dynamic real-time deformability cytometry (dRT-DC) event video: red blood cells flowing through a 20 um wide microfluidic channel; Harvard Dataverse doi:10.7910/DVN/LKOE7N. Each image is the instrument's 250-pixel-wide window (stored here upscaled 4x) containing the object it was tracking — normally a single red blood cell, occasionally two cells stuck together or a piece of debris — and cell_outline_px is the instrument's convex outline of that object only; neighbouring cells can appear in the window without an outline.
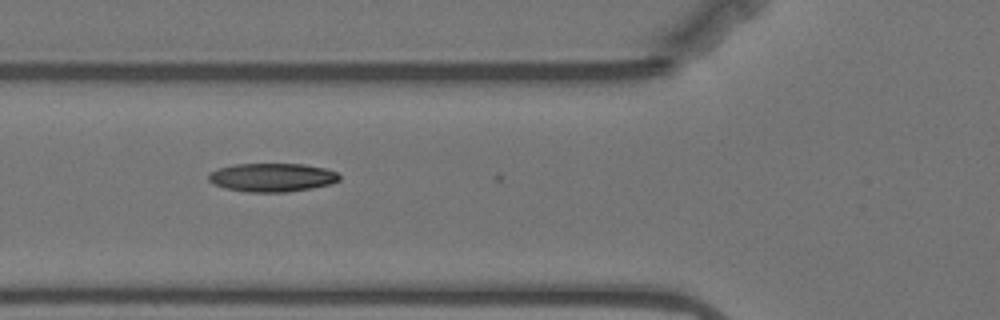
{"species": "Egyptian fruit bat (a non-hibernating species)", "species_latin": "Rousettus aegyptiacus", "temperature_condition": "warm", "stored_images_in_passage": 5, "camera_frame_rate_fps": 3000, "um_per_image_px": 0.085, "animal": {"sex": "female"}, "frame": {"image": 1, "passage_image": 2, "time_ms": 0.333, "image_size_px": [1000, 320], "cell_outline_px": [[340, 180], [332, 184], [312, 188], [288, 192], [248, 192], [224, 188], [212, 184], [208, 180], [208, 172], [216, 168], [232, 164], [304, 164], [324, 168], [336, 172], [340, 176]], "centroid_in_image_um": [23.09, 15.08], "position_along_channel_um": 102.7, "area_um2": 22.08}}